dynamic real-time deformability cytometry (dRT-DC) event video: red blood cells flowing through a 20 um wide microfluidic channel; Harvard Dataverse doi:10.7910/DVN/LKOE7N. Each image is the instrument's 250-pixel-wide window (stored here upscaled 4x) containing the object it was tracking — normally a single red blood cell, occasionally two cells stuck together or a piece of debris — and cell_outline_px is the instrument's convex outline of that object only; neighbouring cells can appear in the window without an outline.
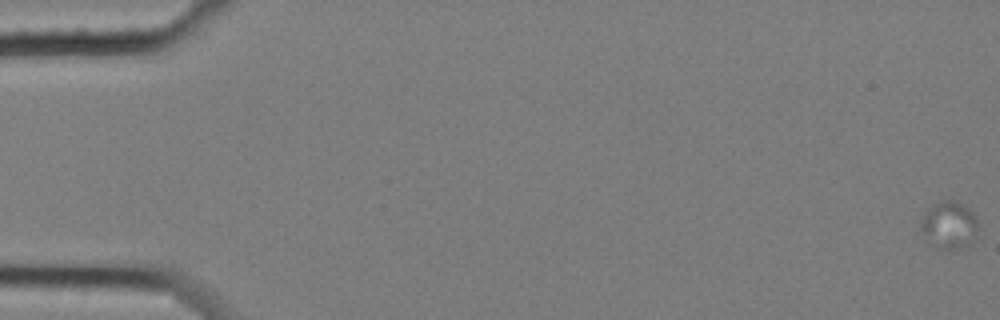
{"species": "common noctule bat (a hibernating species)", "species_latin": "Nyctalus noctula", "temperature_condition": "cold", "stored_images_in_passage": 24, "camera_frame_rate_fps": 3000, "um_per_image_px": 0.085, "animal": {"sex": "female", "body_mass_g": 25.1}, "frame": {"image": 1, "passage_image": 1, "time_ms": 0.0, "image_size_px": [1000, 320], "cell_outline_px": [[976, 228], [968, 244], [960, 248], [936, 248], [920, 228], [920, 224], [924, 212], [932, 204], [940, 200], [952, 200], [968, 208], [972, 212], [976, 220]], "centroid_in_image_um": [80.62, 19.08], "position_along_channel_um": 4.4, "area_um2": 15.14}}
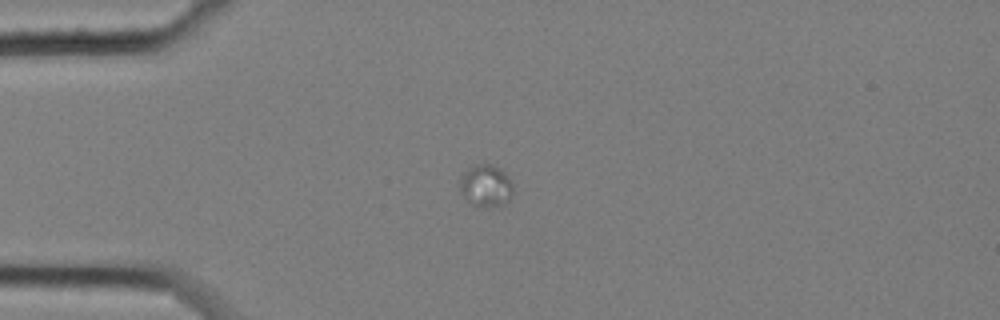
{"frame": {"image": 2, "passage_image": 17, "time_ms": 5.333, "image_size_px": [1000, 320], "cell_outline_px": [[512, 196], [504, 204], [484, 208], [472, 204], [460, 192], [460, 176], [468, 168], [476, 164], [492, 164], [500, 168], [504, 172], [512, 184]], "centroid_in_image_um": [41.29, 15.78], "position_along_channel_um": 43.7, "area_um2": 13.06}}